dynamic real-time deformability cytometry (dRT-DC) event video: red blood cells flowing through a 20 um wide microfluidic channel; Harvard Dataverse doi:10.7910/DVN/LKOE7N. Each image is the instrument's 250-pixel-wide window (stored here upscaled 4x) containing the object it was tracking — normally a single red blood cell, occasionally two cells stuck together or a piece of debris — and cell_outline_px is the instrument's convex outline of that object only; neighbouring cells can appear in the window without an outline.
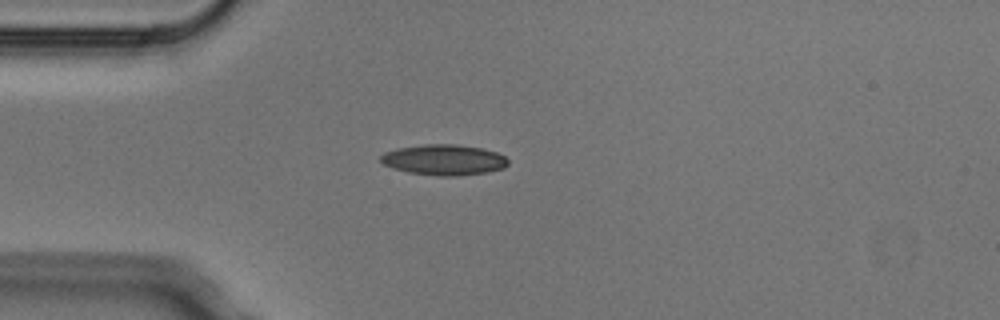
{"species": "Egyptian fruit bat (a non-hibernating species)", "species_latin": "Rousettus aegyptiacus", "temperature_condition": "cold", "stored_images_in_passage": 1, "camera_frame_rate_fps": 3000, "um_per_image_px": 0.085, "animal": {"sex": "male"}, "frame": {"image": 1, "passage_image": 1, "time_ms": 0.0, "image_size_px": [1000, 320], "cell_outline_px": [[508, 164], [504, 168], [488, 172], [456, 176], [440, 176], [408, 172], [392, 168], [384, 164], [380, 160], [380, 156], [384, 152], [396, 148], [424, 144], [456, 144], [480, 148], [496, 152], [504, 156], [508, 160]], "centroid_in_image_um": [37.72, 13.58], "position_along_channel_um": 47.3, "area_um2": 22.77}}